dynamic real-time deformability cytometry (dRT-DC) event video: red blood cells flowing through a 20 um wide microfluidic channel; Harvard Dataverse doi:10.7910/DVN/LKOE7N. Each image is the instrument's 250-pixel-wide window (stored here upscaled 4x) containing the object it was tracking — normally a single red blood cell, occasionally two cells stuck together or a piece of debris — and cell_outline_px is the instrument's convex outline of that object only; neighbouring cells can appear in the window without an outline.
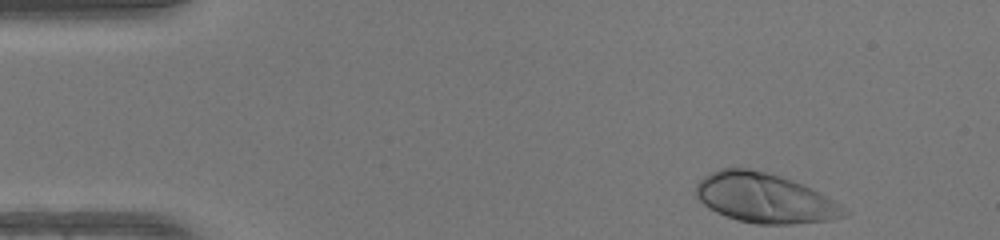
{"species": "human", "species_latin": "Homo sapiens", "temperature_condition": "warm", "stored_images_in_passage": 11, "camera_frame_rate_fps": 3000, "um_per_image_px": 0.085, "donor": {"sex": "female"}, "frame": {"image": 1, "passage_image": 1, "time_ms": 0.0, "image_size_px": [1000, 240], "cell_outline_px": [[852, 212], [844, 216], [828, 220], [792, 224], [756, 224], [736, 220], [716, 212], [708, 208], [696, 196], [696, 184], [704, 176], [720, 168], [748, 168], [768, 172], [804, 184], [812, 188], [840, 204]], "centroid_in_image_um": [65.0, 16.84], "position_along_channel_um": 20.0, "area_um2": 42.95}}